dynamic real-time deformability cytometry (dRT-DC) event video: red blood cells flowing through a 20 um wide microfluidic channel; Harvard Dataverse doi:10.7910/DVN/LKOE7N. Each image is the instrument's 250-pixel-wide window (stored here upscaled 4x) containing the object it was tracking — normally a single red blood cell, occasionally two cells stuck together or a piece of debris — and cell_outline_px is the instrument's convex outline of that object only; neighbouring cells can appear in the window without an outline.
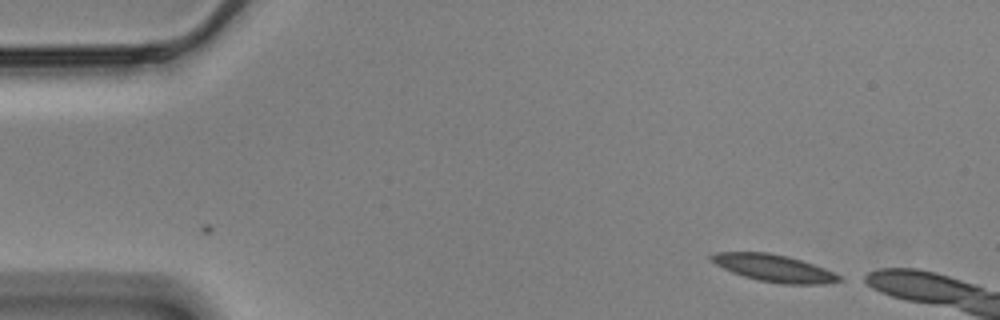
{"species": "Egyptian fruit bat (a non-hibernating species)", "species_latin": "Rousettus aegyptiacus", "temperature_condition": "cold", "stored_images_in_passage": 23, "camera_frame_rate_fps": 3000, "um_per_image_px": 0.085, "animal": {"sex": "male"}, "frame": {"image": 1, "passage_image": 1, "time_ms": 0.0, "image_size_px": [1000, 320], "cell_outline_px": [[844, 280], [824, 284], [780, 284], [760, 280], [744, 276], [732, 272], [708, 260], [708, 256], [716, 252], [768, 252], [788, 256], [824, 268], [840, 276]], "centroid_in_image_um": [65.76, 22.78], "position_along_channel_um": 19.2, "area_um2": 20.11}}
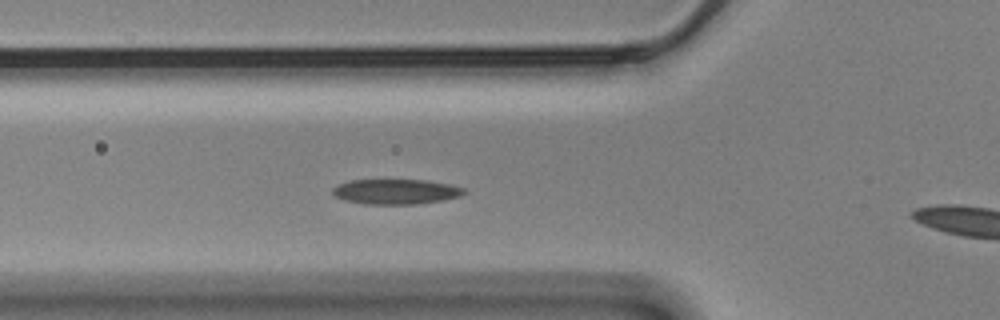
{"frame": {"image": 2, "passage_image": 15, "time_ms": 4.667, "image_size_px": [1000, 320], "cell_outline_px": [[468, 192], [460, 196], [444, 200], [416, 204], [364, 204], [344, 200], [336, 196], [332, 192], [332, 188], [348, 180], [424, 180], [448, 184], [464, 188]], "centroid_in_image_um": [33.66, 16.29], "position_along_channel_um": 92.1, "area_um2": 19.19}}
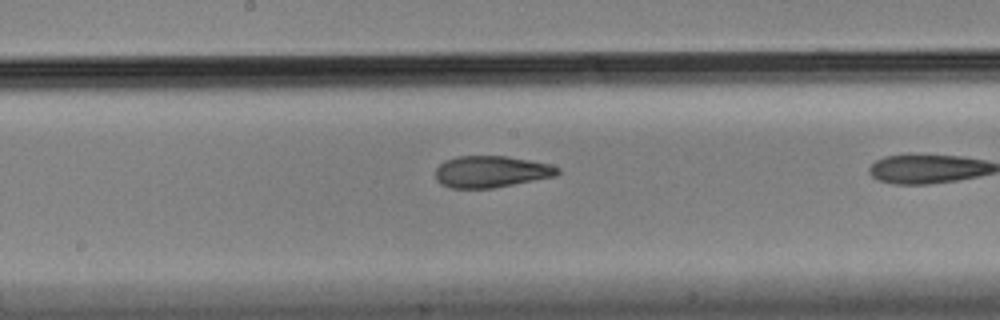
{"frame": {"image": 3, "passage_image": 22, "time_ms": 7.0, "image_size_px": [1000, 320], "cell_outline_px": [[560, 172], [556, 176], [492, 188], [452, 188], [440, 184], [436, 180], [436, 168], [444, 160], [456, 156], [508, 156], [548, 164], [560, 168]], "centroid_in_image_um": [41.72, 14.59], "position_along_channel_um": 206.5, "area_um2": 22.48}}